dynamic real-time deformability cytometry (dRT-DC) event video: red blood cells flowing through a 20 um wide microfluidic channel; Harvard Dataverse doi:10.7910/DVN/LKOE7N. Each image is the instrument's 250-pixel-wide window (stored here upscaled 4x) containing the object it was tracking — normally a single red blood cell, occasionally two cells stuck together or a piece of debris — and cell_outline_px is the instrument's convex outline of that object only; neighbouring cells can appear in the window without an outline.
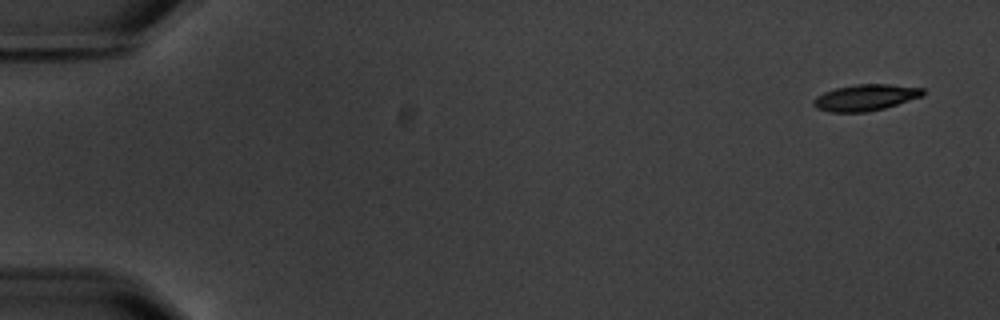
{"species": "common noctule bat (a hibernating species)", "species_latin": "Nyctalus noctula", "temperature_condition": "warm", "stored_images_in_passage": 5, "camera_frame_rate_fps": 3000, "um_per_image_px": 0.085, "animal": {"sex": "male", "body_mass_g": 20.1, "forearm_length_mm": 53.5}, "frame": {"image": 1, "passage_image": 1, "time_ms": 0.0, "image_size_px": [1000, 320], "cell_outline_px": [[924, 96], [884, 108], [864, 112], [828, 112], [816, 108], [812, 104], [812, 100], [816, 96], [824, 92], [836, 88], [856, 84], [892, 84], [924, 88]], "centroid_in_image_um": [73.56, 8.29], "position_along_channel_um": 11.4, "area_um2": 16.88}}
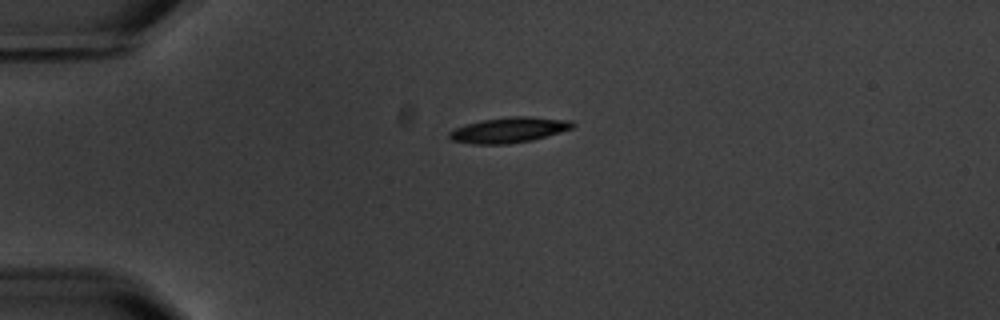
{"frame": {"image": 2, "passage_image": 4, "time_ms": 4.0, "image_size_px": [1000, 320], "cell_outline_px": [[576, 124], [572, 128], [560, 132], [532, 140], [508, 144], [472, 144], [452, 140], [448, 136], [448, 132], [456, 128], [480, 120], [508, 116], [528, 116], [572, 120]], "centroid_in_image_um": [43.27, 11.04], "position_along_channel_um": 41.7, "area_um2": 18.32}}